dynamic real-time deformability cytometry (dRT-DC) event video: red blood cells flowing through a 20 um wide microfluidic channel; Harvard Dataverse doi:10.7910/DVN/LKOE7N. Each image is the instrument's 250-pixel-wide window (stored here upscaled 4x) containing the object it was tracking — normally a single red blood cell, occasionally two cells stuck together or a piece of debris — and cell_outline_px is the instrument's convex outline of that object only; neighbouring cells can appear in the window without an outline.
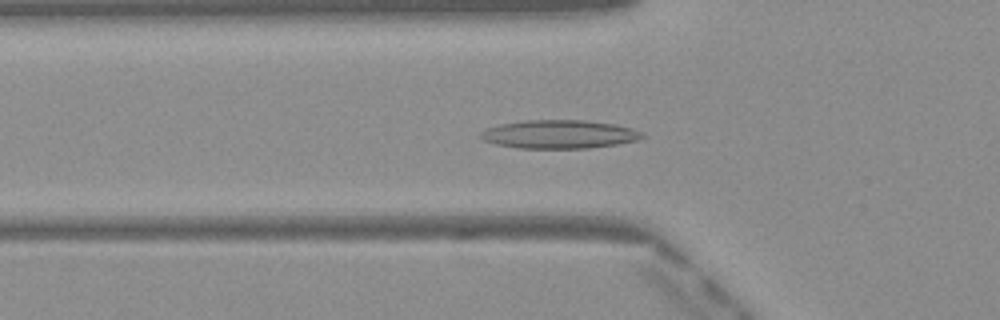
{"species": "Egyptian fruit bat (a non-hibernating species)", "species_latin": "Rousettus aegyptiacus", "temperature_condition": "warm", "stored_images_in_passage": 47, "camera_frame_rate_fps": 3000, "um_per_image_px": 0.085, "frame": {"image": 1, "passage_image": 14, "time_ms": 4.333, "image_size_px": [1000, 320], "cell_outline_px": [[648, 136], [640, 140], [616, 144], [588, 148], [520, 148], [496, 144], [484, 140], [480, 136], [480, 132], [488, 128], [500, 124], [524, 120], [584, 120], [612, 124], [632, 128], [644, 132]], "centroid_in_image_um": [47.59, 11.41], "position_along_channel_um": 78.2, "area_um2": 26.82}}
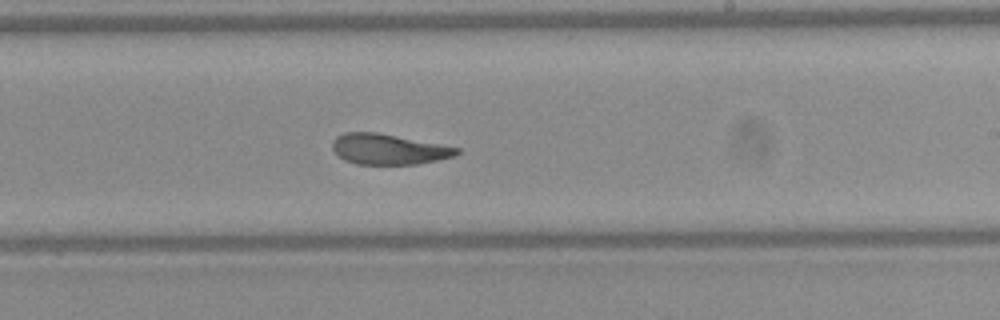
{"frame": {"image": 2, "passage_image": 27, "time_ms": 8.667, "image_size_px": [1000, 320], "cell_outline_px": [[460, 152], [456, 156], [416, 164], [356, 164], [344, 160], [332, 148], [332, 140], [336, 136], [344, 132], [376, 132], [460, 148]], "centroid_in_image_um": [33.0, 12.68], "position_along_channel_um": 256.0, "area_um2": 21.96}}
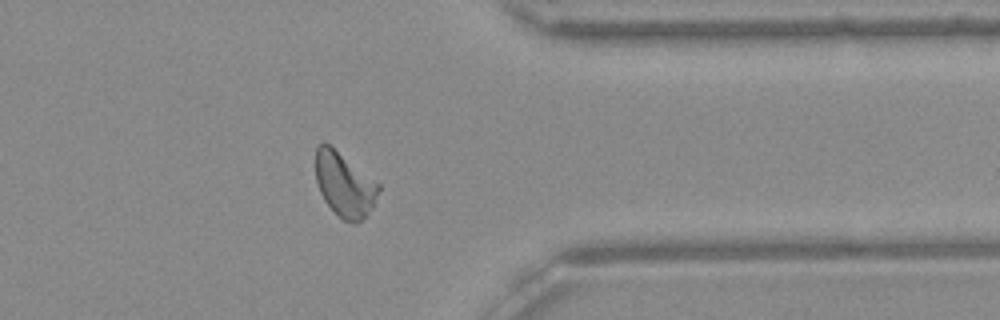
{"frame": {"image": 3, "passage_image": 37, "time_ms": 12.0, "image_size_px": [1000, 320], "cell_outline_px": [[380, 188], [372, 208], [356, 224], [344, 220], [324, 200], [320, 192], [316, 180], [316, 148], [324, 140], [380, 184]], "centroid_in_image_um": [29.27, 15.66], "position_along_channel_um": 382.1, "area_um2": 23.18}, "authors_computed_cell_mechanics": {"area_um2": 23.8714, "velocity_mm_per_s": 4.0782, "shape_relaxation_time_tau1_ms": 8.6218, "shape_relaxation_time_tau2_ms": 1.8644, "deformation_change_tau1": 0.2393, "deformation_change_tau2": 0.0878}}